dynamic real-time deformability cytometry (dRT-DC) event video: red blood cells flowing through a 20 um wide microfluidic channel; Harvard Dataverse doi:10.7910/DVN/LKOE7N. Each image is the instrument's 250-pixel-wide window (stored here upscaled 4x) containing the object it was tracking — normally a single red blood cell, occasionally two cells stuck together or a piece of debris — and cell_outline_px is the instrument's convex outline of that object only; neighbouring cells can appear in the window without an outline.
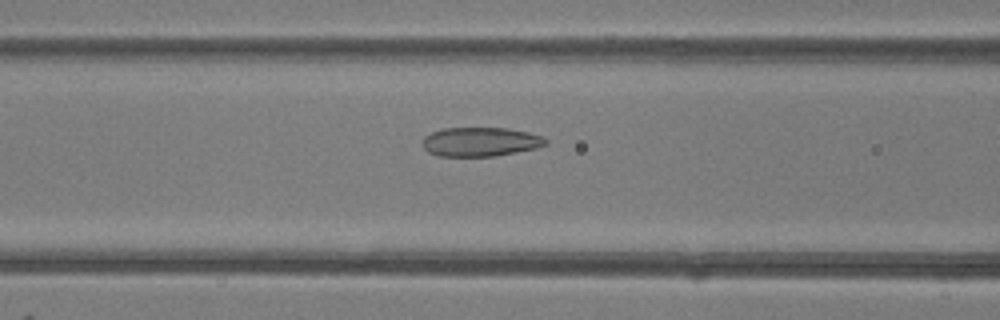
{"species": "common noctule bat (a hibernating species)", "species_latin": "Nyctalus noctula", "temperature_condition": "room temperature", "stored_images_in_passage": 49, "camera_frame_rate_fps": 3000, "um_per_image_px": 0.085, "animal": {"sex": "female"}, "frame": {"image": 1, "passage_image": 20, "time_ms": 6.333, "image_size_px": [1000, 320], "cell_outline_px": [[548, 144], [536, 148], [496, 156], [440, 156], [428, 152], [420, 144], [420, 140], [424, 136], [432, 132], [444, 128], [508, 128], [528, 132], [544, 136], [548, 140]], "centroid_in_image_um": [40.83, 12.05], "position_along_channel_um": 125.8, "area_um2": 21.15}}
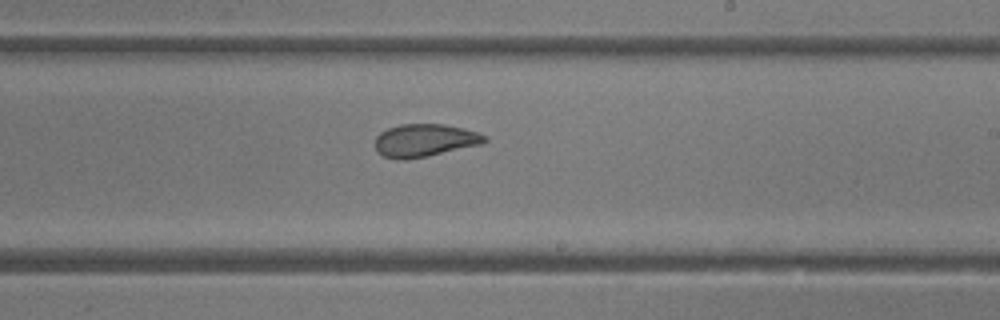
{"frame": {"image": 2, "passage_image": 29, "time_ms": 9.333, "image_size_px": [1000, 320], "cell_outline_px": [[488, 140], [484, 144], [428, 156], [404, 160], [396, 160], [384, 156], [376, 152], [376, 136], [380, 132], [388, 128], [400, 124], [444, 124], [464, 128], [488, 136]], "centroid_in_image_um": [36.12, 11.94], "position_along_channel_um": 252.9, "area_um2": 21.21}}
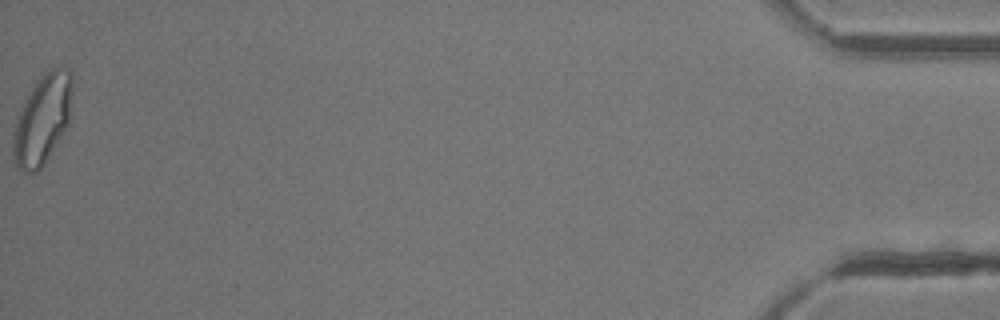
{"frame": {"image": 3, "passage_image": 49, "time_ms": 16.0, "image_size_px": [1000, 320], "cell_outline_px": [[72, 92], [68, 128], [44, 164], [36, 172], [24, 172], [16, 168], [12, 156], [12, 132], [16, 112], [32, 88], [44, 72], [60, 64], [68, 68], [72, 76]], "centroid_in_image_um": [3.58, 10.15], "position_along_channel_um": 431.6, "area_um2": 31.85}, "authors_computed_cell_mechanics": {"area_um2": 24.4494, "velocity_mm_per_s": 4.2452, "shape_relaxation_time_tau1_ms": 6.6083, "shape_relaxation_time_tau2_ms": 1.5438, "deformation_change_tau1": 0.1754, "deformation_change_tau2": 0.0657}}